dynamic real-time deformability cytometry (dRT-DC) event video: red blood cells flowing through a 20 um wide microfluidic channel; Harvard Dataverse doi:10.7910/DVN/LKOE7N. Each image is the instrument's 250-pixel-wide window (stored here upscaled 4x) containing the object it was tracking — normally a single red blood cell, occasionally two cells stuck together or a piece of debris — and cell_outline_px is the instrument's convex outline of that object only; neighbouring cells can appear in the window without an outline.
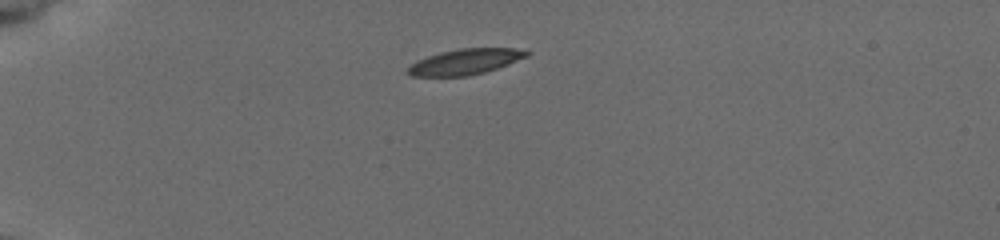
{"species": "common noctule bat (a hibernating species)", "species_latin": "Nyctalus noctula", "temperature_condition": "cold", "stored_images_in_passage": 41, "camera_frame_rate_fps": 3000, "um_per_image_px": 0.085, "animal": {"sex": "female", "body_mass_g": 19.5, "forearm_length_mm": 54.1}, "frame": {"image": 1, "passage_image": 1, "time_ms": 0.0, "image_size_px": [1000, 240], "cell_outline_px": [[532, 52], [528, 56], [508, 64], [484, 72], [468, 76], [412, 76], [408, 72], [408, 68], [416, 60], [440, 52], [460, 48], [512, 48]], "centroid_in_image_um": [39.55, 5.24], "position_along_channel_um": 45.5, "area_um2": 17.57}}
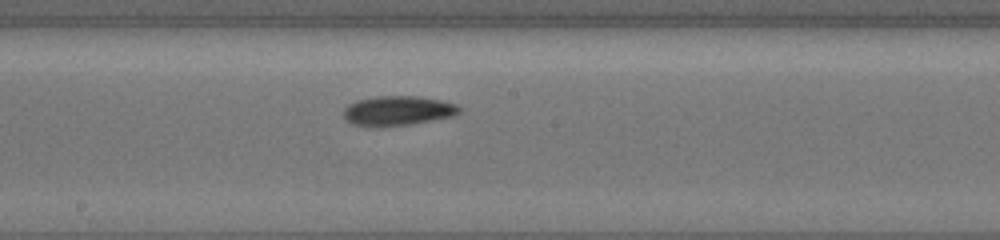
{"frame": {"image": 2, "passage_image": 18, "time_ms": 5.667, "image_size_px": [1000, 240], "cell_outline_px": [[460, 112], [452, 116], [408, 124], [380, 128], [352, 124], [344, 120], [344, 108], [348, 104], [356, 100], [376, 96], [416, 96], [444, 100], [456, 104], [460, 108]], "centroid_in_image_um": [33.76, 9.41], "position_along_channel_um": 214.4, "area_um2": 20.17}}
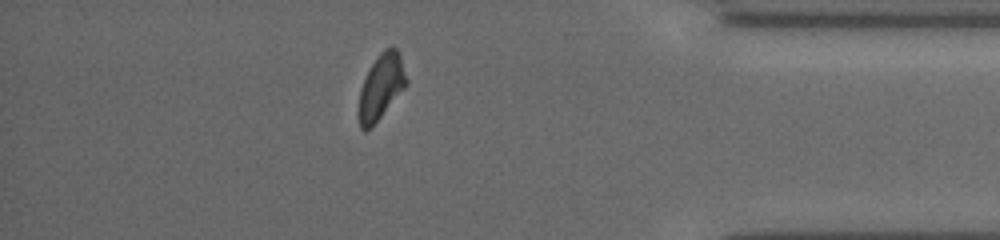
{"frame": {"image": 3, "passage_image": 35, "time_ms": 11.333, "image_size_px": [1000, 240], "cell_outline_px": [[408, 84], [380, 116], [364, 132], [360, 128], [360, 88], [372, 64], [380, 52], [392, 44], [400, 52], [408, 80]], "centroid_in_image_um": [32.44, 7.28], "position_along_channel_um": 402.8, "area_um2": 17.63}, "authors_computed_cell_mechanics": {"area_um2": 18.9584, "velocity_mm_per_s": 3.7547, "shape_relaxation_time_tau1_ms": 3.712, "shape_relaxation_time_tau2_ms": null, "deformation_change_tau1": 0.1293, "deformation_change_tau2": null}}